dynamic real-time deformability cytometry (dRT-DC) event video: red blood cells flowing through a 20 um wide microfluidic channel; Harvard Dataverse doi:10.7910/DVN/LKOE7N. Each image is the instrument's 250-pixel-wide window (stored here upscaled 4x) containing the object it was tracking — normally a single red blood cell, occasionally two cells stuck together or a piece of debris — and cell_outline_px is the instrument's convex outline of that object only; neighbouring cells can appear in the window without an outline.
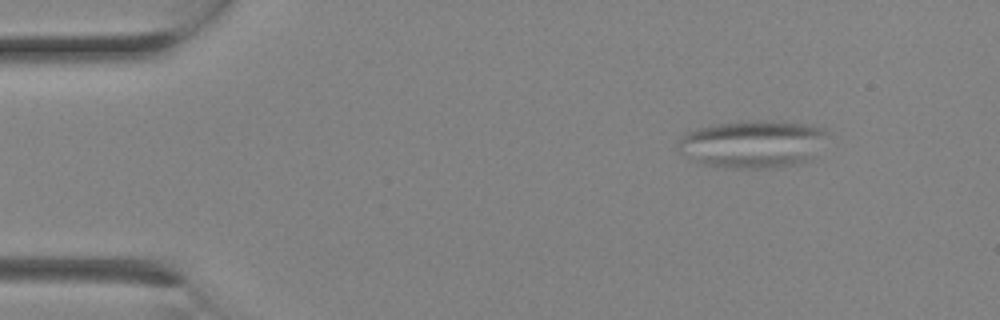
{"species": "Egyptian fruit bat (a non-hibernating species)", "species_latin": "Rousettus aegyptiacus", "temperature_condition": "room temperature", "stored_images_in_passage": 3, "camera_frame_rate_fps": 3000, "um_per_image_px": 0.085, "animal": {"sex": "female"}, "frame": {"image": 1, "passage_image": 1, "time_ms": 0.0, "image_size_px": [1000, 320], "cell_outline_px": [[828, 132], [816, 156], [812, 160], [796, 164], [772, 168], [732, 168], [704, 164], [692, 160], [680, 152], [676, 148], [680, 136], [696, 128], [716, 124], [752, 120], [780, 120], [808, 124], [824, 128]], "centroid_in_image_um": [64.01, 12.23], "position_along_channel_um": 21.0, "area_um2": 42.02}}